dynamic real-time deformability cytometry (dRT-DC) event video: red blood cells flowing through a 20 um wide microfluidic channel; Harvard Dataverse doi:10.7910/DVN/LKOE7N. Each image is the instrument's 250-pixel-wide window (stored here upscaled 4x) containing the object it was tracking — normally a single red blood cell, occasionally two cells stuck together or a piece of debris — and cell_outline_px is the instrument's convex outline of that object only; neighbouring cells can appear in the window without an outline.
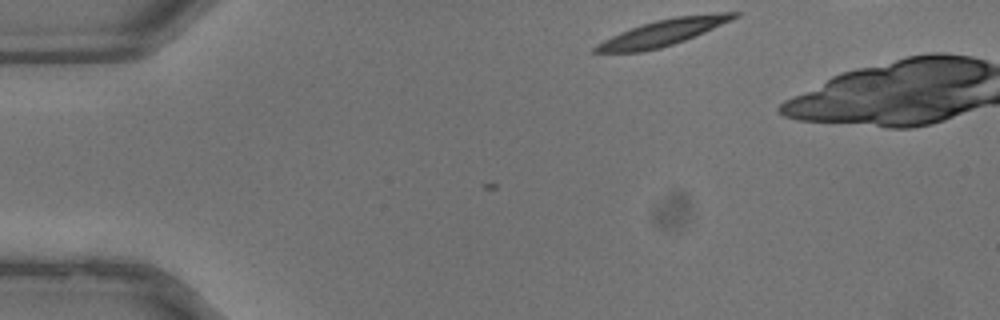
{"species": "common noctule bat (a hibernating species)", "species_latin": "Nyctalus noctula", "temperature_condition": "warm", "stored_images_in_passage": 5, "camera_frame_rate_fps": 3000, "um_per_image_px": 0.085, "animal": {"sex": "male", "body_mass_g": 13.3}, "frame": {"image": 1, "passage_image": 5, "time_ms": 1.333, "image_size_px": [1000, 320], "cell_outline_px": [[744, 12], [740, 16], [732, 20], [704, 32], [684, 40], [660, 48], [640, 52], [592, 52], [592, 48], [596, 44], [620, 32], [656, 20], [676, 16], [716, 12]], "centroid_in_image_um": [56.4, 2.75], "position_along_channel_um": 28.6, "area_um2": 21.04}}